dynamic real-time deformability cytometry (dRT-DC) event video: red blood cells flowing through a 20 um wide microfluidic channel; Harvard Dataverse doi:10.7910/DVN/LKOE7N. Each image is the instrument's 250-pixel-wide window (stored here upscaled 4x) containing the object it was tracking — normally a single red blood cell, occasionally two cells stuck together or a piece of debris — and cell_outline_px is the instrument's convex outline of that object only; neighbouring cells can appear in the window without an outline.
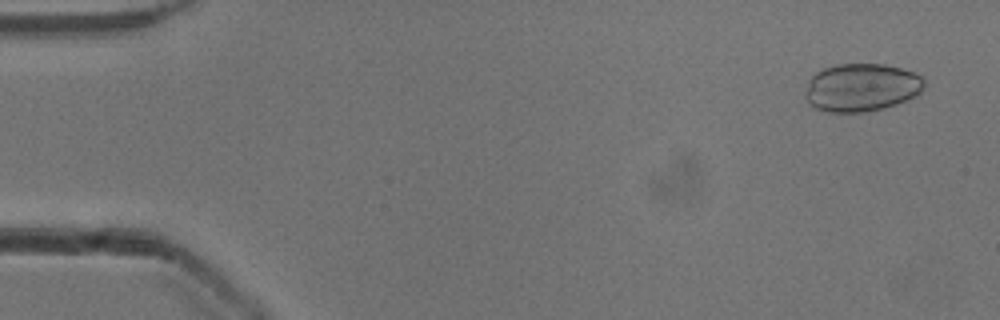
{"species": "common noctule bat (a hibernating species)", "species_latin": "Nyctalus noctula", "temperature_condition": "cold", "stored_images_in_passage": 3, "camera_frame_rate_fps": 3000, "um_per_image_px": 0.085, "animal": {"sex": "male", "body_mass_g": 13.3}, "frame": {"image": 1, "passage_image": 1, "time_ms": 0.0, "image_size_px": [1000, 320], "cell_outline_px": [[924, 88], [916, 96], [896, 104], [884, 108], [864, 112], [828, 112], [816, 108], [804, 96], [804, 92], [808, 80], [816, 72], [824, 68], [836, 64], [884, 64], [900, 68], [912, 72], [920, 76], [924, 80]], "centroid_in_image_um": [73.21, 7.43], "position_along_channel_um": 11.8, "area_um2": 33.29}}